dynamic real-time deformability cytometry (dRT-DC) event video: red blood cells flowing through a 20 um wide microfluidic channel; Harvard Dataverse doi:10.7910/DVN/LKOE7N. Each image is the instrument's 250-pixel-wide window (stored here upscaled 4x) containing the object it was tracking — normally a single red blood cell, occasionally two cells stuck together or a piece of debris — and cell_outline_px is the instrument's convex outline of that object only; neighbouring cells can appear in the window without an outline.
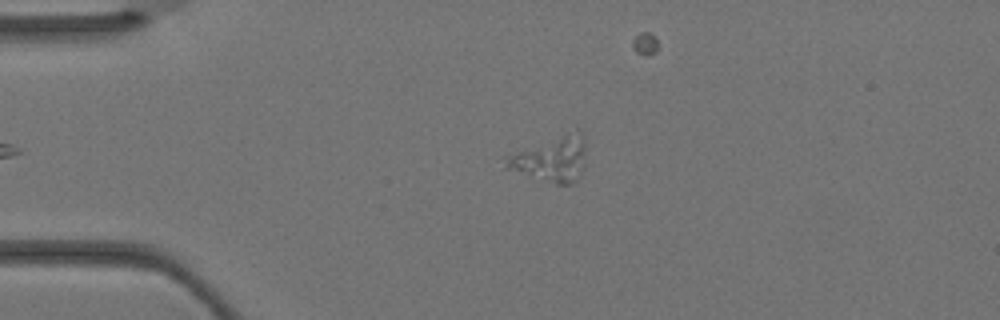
{"species": "Egyptian fruit bat (a non-hibernating species)", "species_latin": "Rousettus aegyptiacus", "temperature_condition": "warm", "stored_images_in_passage": 4, "camera_frame_rate_fps": 3000, "um_per_image_px": 0.085, "animal": {"sex": "female"}, "frame": {"image": 1, "passage_image": 4, "time_ms": 1.0, "image_size_px": [1000, 320], "cell_outline_px": [[584, 168], [576, 180], [572, 184], [556, 184], [504, 168], [508, 156], [576, 128], [584, 136]], "centroid_in_image_um": [46.92, 13.52], "position_along_channel_um": 38.1, "area_um2": 20.63}}